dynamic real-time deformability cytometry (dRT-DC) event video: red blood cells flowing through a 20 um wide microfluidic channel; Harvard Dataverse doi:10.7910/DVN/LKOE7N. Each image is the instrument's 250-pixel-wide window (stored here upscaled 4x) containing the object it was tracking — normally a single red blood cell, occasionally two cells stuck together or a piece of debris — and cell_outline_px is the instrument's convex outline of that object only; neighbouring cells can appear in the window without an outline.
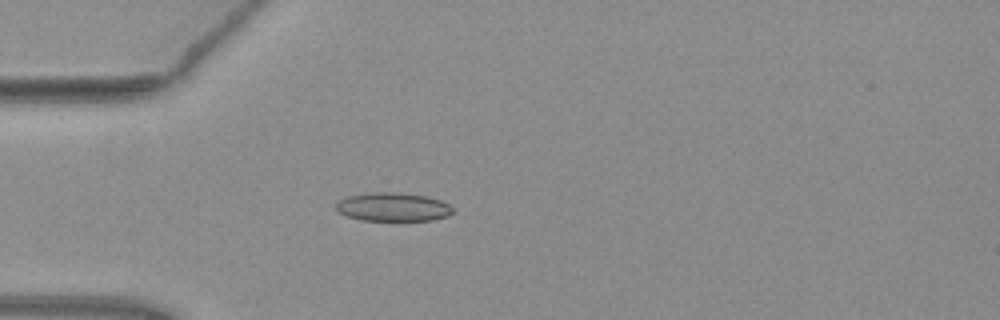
{"species": "common noctule bat (a hibernating species)", "species_latin": "Nyctalus noctula", "temperature_condition": "warm", "stored_images_in_passage": 4, "camera_frame_rate_fps": 3000, "um_per_image_px": 0.085, "animal": {"sex": "female", "body_mass_g": 19.3, "forearm_length_mm": 54.1}, "frame": {"image": 1, "passage_image": 4, "time_ms": 1.0, "image_size_px": [1000, 320], "cell_outline_px": [[452, 212], [448, 216], [432, 220], [360, 220], [348, 216], [340, 212], [336, 208], [336, 204], [340, 200], [348, 196], [372, 192], [396, 192], [424, 196], [440, 200], [448, 204], [452, 208]], "centroid_in_image_um": [33.4, 17.59], "position_along_channel_um": 51.6, "area_um2": 19.19}}